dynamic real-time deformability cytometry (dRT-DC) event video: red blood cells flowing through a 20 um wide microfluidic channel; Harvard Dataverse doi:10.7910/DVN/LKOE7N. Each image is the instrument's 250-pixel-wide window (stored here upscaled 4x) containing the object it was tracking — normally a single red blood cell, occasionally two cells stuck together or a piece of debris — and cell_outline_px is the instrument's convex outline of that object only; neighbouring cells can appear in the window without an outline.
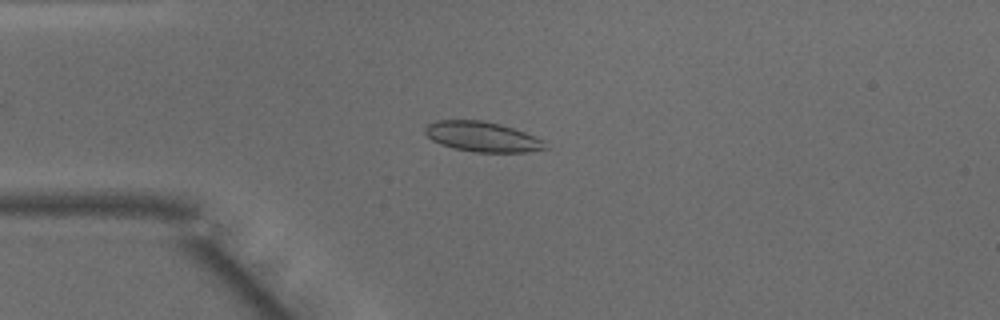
{"species": "common noctule bat (a hibernating species)", "species_latin": "Nyctalus noctula", "temperature_condition": "warm", "stored_images_in_passage": 48, "camera_frame_rate_fps": 3000, "um_per_image_px": 0.085, "animal": {"sex": "male", "body_mass_g": 15.6}, "frame": {"image": 1, "passage_image": 11, "time_ms": 3.333, "image_size_px": [1000, 320], "cell_outline_px": [[548, 148], [524, 152], [472, 152], [452, 148], [440, 144], [432, 140], [424, 132], [424, 128], [428, 124], [436, 120], [484, 120], [500, 124], [524, 132], [544, 140]], "centroid_in_image_um": [40.97, 11.62], "position_along_channel_um": 44.0, "area_um2": 21.1}}
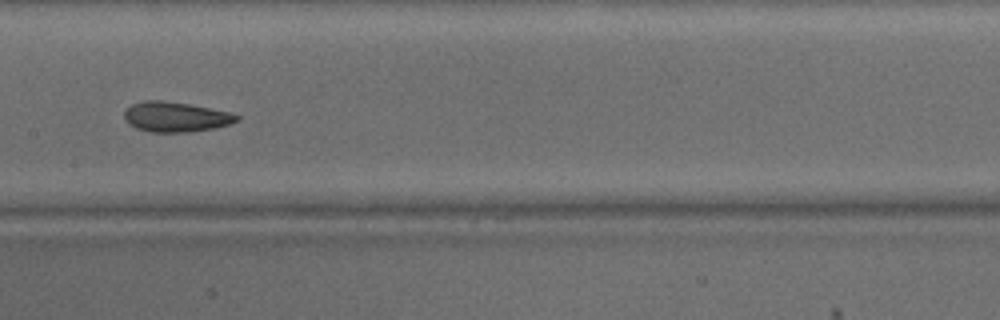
{"frame": {"image": 2, "passage_image": 23, "time_ms": 7.333, "image_size_px": [1000, 320], "cell_outline_px": [[240, 120], [228, 124], [212, 128], [188, 132], [152, 132], [136, 128], [128, 124], [124, 116], [124, 108], [132, 104], [144, 100], [160, 100], [188, 104], [232, 112], [240, 116]], "centroid_in_image_um": [14.91, 9.93], "position_along_channel_um": 192.5, "area_um2": 19.71}}
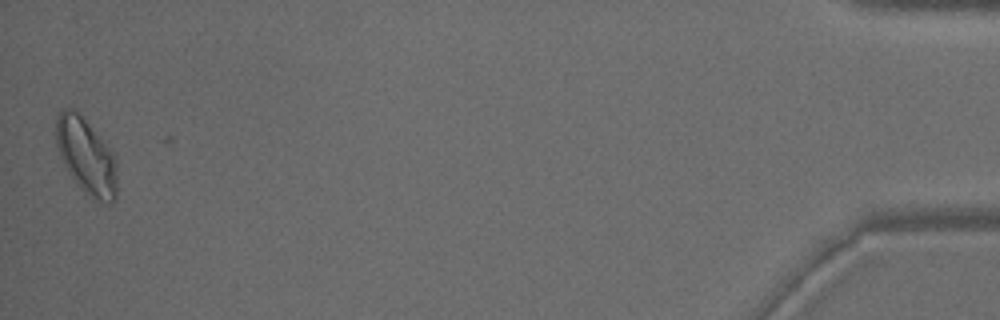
{"frame": {"image": 3, "passage_image": 47, "time_ms": 15.333, "image_size_px": [1000, 320], "cell_outline_px": [[116, 200], [112, 204], [108, 204], [92, 200], [76, 184], [68, 172], [60, 156], [56, 144], [56, 116], [60, 108], [72, 108], [80, 112], [116, 156]], "centroid_in_image_um": [7.33, 13.28], "position_along_channel_um": 427.9, "area_um2": 27.57}, "authors_computed_cell_mechanics": {"area_um2": 20.7502, "velocity_mm_per_s": 4.1271, "shape_relaxation_time_tau1_ms": 3.2578, "shape_relaxation_time_tau2_ms": 1.8766, "deformation_change_tau1": 0.1237, "deformation_change_tau2": 0.0641}}